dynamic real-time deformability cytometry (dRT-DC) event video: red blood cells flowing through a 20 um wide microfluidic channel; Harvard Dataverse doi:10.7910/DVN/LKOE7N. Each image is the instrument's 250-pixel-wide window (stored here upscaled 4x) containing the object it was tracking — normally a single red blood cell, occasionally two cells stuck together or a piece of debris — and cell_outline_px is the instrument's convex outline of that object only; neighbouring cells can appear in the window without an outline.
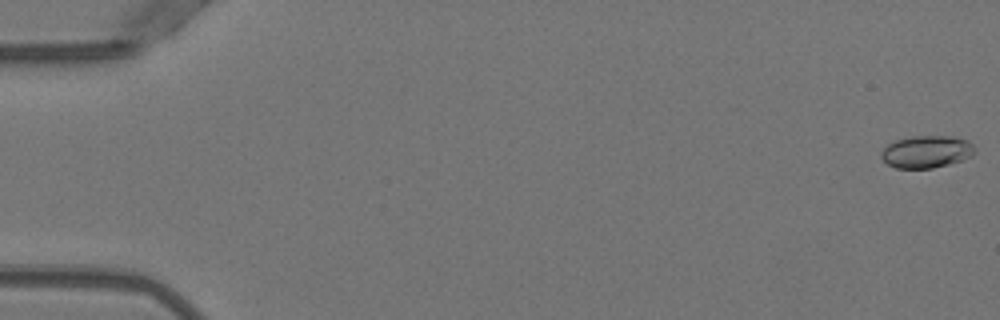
{"species": "Egyptian fruit bat (a non-hibernating species)", "species_latin": "Rousettus aegyptiacus", "temperature_condition": "warm", "stored_images_in_passage": 16, "camera_frame_rate_fps": 3000, "um_per_image_px": 0.085, "animal": {"sex": "female"}, "frame": {"image": 1, "passage_image": 1, "time_ms": 0.0, "image_size_px": [1000, 320], "cell_outline_px": [[976, 152], [972, 156], [948, 164], [932, 168], [896, 168], [888, 164], [880, 156], [880, 152], [888, 144], [896, 140], [912, 136], [952, 136], [968, 140], [976, 148]], "centroid_in_image_um": [78.77, 12.89], "position_along_channel_um": 6.2, "area_um2": 17.63}}
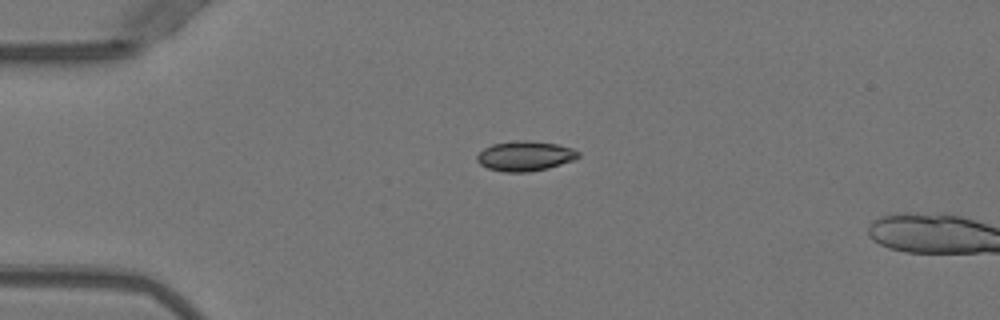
{"frame": {"image": 2, "passage_image": 13, "time_ms": 4.0, "image_size_px": [1000, 320], "cell_outline_px": [[580, 156], [576, 160], [548, 168], [528, 172], [504, 172], [488, 168], [480, 164], [476, 160], [476, 156], [484, 148], [492, 144], [516, 140], [528, 140], [556, 144], [572, 148], [580, 152]], "centroid_in_image_um": [44.65, 13.26], "position_along_channel_um": 40.4, "area_um2": 17.8}}